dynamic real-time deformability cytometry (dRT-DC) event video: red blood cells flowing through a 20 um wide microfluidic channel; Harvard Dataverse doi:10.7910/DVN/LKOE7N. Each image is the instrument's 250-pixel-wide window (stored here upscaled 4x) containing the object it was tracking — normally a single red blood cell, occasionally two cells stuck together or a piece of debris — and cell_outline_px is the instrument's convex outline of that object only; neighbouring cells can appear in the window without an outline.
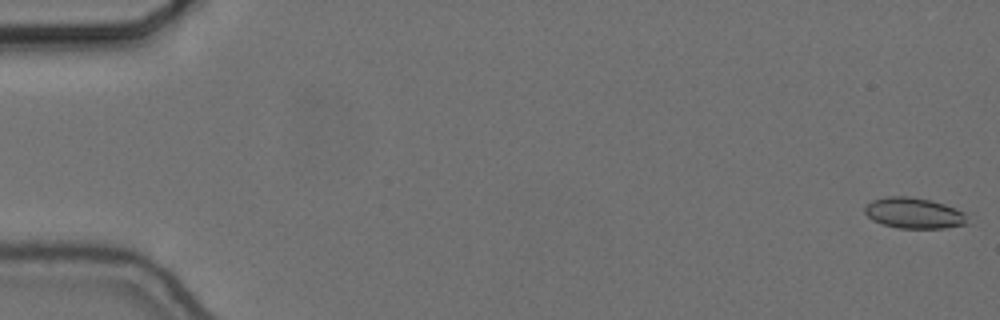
{"species": "common noctule bat (a hibernating species)", "species_latin": "Nyctalus noctula", "temperature_condition": "cold", "stored_images_in_passage": 56, "camera_frame_rate_fps": 3000, "um_per_image_px": 0.085, "animal": {"sex": "female", "body_mass_g": 24.6, "forearm_length_mm": 56.2}, "frame": {"image": 1, "passage_image": 1, "time_ms": 0.0, "image_size_px": [1000, 320], "cell_outline_px": [[968, 224], [944, 228], [896, 228], [872, 220], [864, 212], [864, 208], [872, 200], [888, 196], [908, 196], [932, 200], [944, 204], [964, 212]], "centroid_in_image_um": [77.68, 18.11], "position_along_channel_um": 7.3, "area_um2": 18.38}}
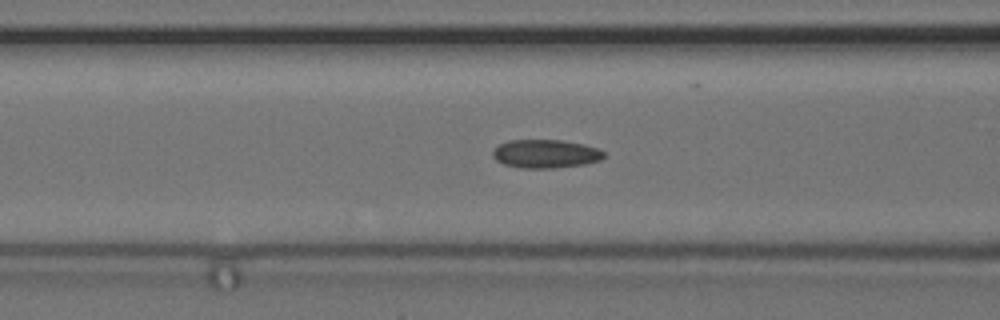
{"frame": {"image": 2, "passage_image": 23, "time_ms": 7.333, "image_size_px": [1000, 320], "cell_outline_px": [[604, 156], [600, 160], [584, 164], [552, 168], [520, 168], [504, 164], [496, 160], [492, 156], [492, 152], [500, 144], [508, 140], [564, 140], [584, 144], [596, 148], [604, 152]], "centroid_in_image_um": [46.36, 13.07], "position_along_channel_um": 120.2, "area_um2": 18.38}}
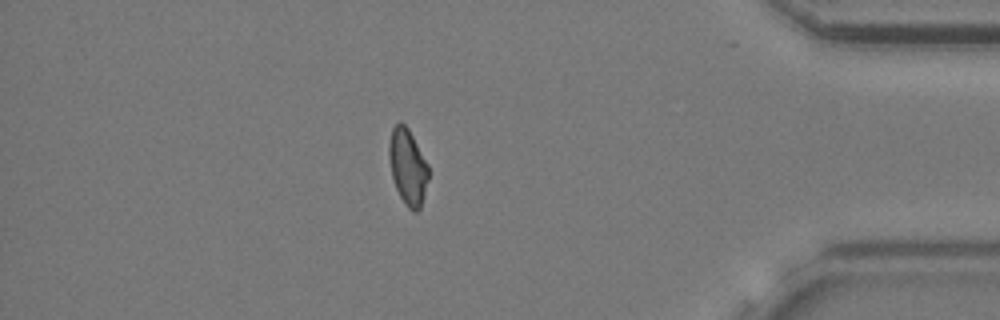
{"frame": {"image": 3, "passage_image": 49, "time_ms": 16.0, "image_size_px": [1000, 320], "cell_outline_px": [[428, 180], [420, 208], [416, 212], [412, 212], [404, 204], [396, 188], [392, 176], [388, 156], [388, 144], [392, 128], [400, 120], [408, 128], [428, 164]], "centroid_in_image_um": [34.64, 14.17], "position_along_channel_um": 400.6, "area_um2": 17.46}, "authors_computed_cell_mechanics": {"area_um2": 18.0625, "velocity_mm_per_s": 3.6718, "shape_relaxation_time_tau1_ms": null, "shape_relaxation_time_tau2_ms": 2.8634, "deformation_change_tau1": null, "deformation_change_tau2": 0.0846}}